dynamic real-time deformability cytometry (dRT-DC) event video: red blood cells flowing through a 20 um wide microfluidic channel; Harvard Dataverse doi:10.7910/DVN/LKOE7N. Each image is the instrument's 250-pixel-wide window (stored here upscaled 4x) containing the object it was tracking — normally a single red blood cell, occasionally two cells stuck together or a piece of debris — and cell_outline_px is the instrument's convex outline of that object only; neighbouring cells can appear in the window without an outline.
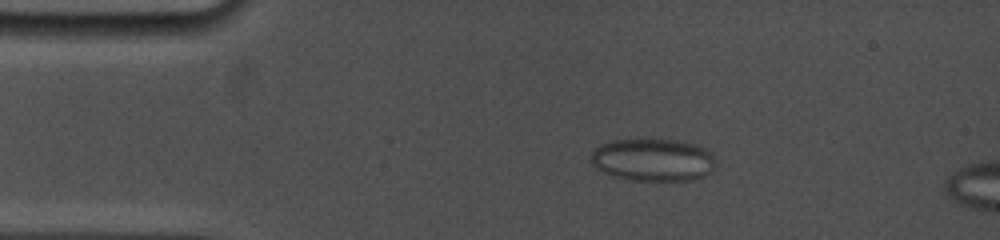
{"species": "common noctule bat (a hibernating species)", "species_latin": "Nyctalus noctula", "temperature_condition": "cold", "stored_images_in_passage": 11, "camera_frame_rate_fps": 5000, "um_per_image_px": 0.085, "animal": {"sex": "female", "body_mass_g": 19.0, "forearm_length_mm": 53.3}, "frame": {"image": 1, "passage_image": 7, "time_ms": 2.8, "image_size_px": [1000, 240], "cell_outline_px": [[716, 164], [712, 172], [704, 176], [692, 180], [632, 180], [612, 176], [596, 168], [588, 160], [592, 152], [600, 144], [612, 140], [680, 140], [696, 144], [708, 148], [712, 152]], "centroid_in_image_um": [55.53, 13.58], "position_along_channel_um": 29.5, "area_um2": 31.33}}